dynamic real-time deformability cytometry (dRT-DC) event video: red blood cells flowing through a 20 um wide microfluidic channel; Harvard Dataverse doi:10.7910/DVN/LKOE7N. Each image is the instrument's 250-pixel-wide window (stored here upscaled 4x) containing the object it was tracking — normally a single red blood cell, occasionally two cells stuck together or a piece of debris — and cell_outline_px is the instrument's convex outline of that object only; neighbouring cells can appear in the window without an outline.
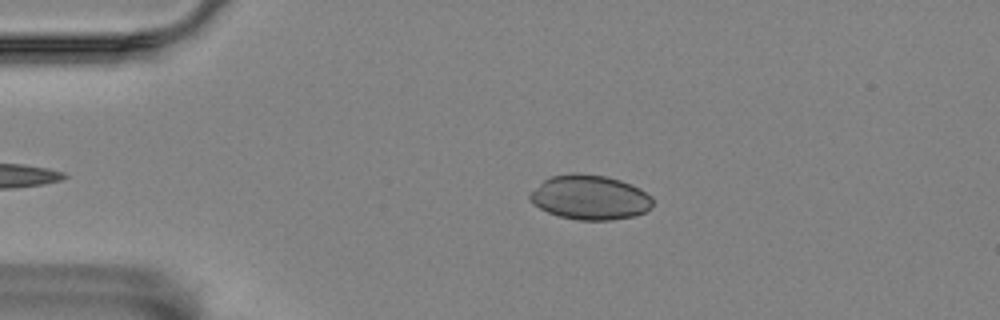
{"species": "Egyptian fruit bat (a non-hibernating species)", "species_latin": "Rousettus aegyptiacus", "temperature_condition": "room temperature", "stored_images_in_passage": 44, "camera_frame_rate_fps": 3000, "um_per_image_px": 0.085, "animal": {"sex": "female"}, "frame": {"image": 1, "passage_image": 6, "time_ms": 1.667, "image_size_px": [1000, 320], "cell_outline_px": [[652, 204], [644, 212], [632, 216], [612, 220], [576, 220], [560, 216], [548, 212], [532, 204], [528, 200], [528, 196], [544, 180], [552, 176], [572, 172], [576, 172], [608, 176], [620, 180], [640, 188], [652, 196]], "centroid_in_image_um": [50.13, 16.77], "position_along_channel_um": 34.9, "area_um2": 31.91}}
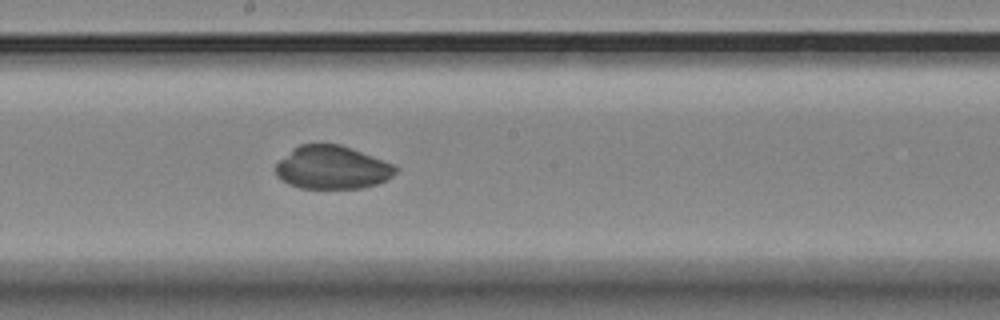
{"frame": {"image": 2, "passage_image": 25, "time_ms": 8.0, "image_size_px": [1000, 320], "cell_outline_px": [[400, 168], [392, 176], [376, 184], [364, 188], [300, 188], [288, 184], [276, 176], [276, 164], [292, 148], [300, 144], [340, 144], [396, 164]], "centroid_in_image_um": [28.25, 14.23], "position_along_channel_um": 219.9, "area_um2": 30.35}}
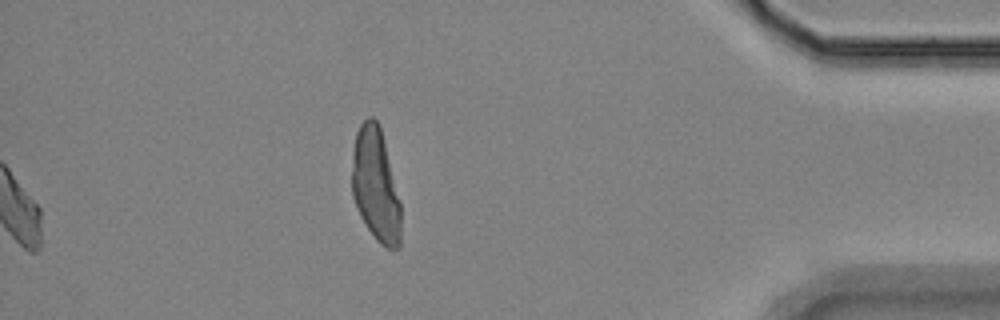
{"frame": {"image": 3, "passage_image": 44, "time_ms": 14.333, "image_size_px": [1000, 320], "cell_outline_px": [[400, 248], [388, 248], [380, 244], [376, 240], [360, 216], [356, 208], [352, 196], [352, 152], [356, 132], [360, 124], [368, 116], [372, 116], [380, 124], [400, 204]], "centroid_in_image_um": [31.9, 15.71], "position_along_channel_um": 403.3, "area_um2": 32.31}}